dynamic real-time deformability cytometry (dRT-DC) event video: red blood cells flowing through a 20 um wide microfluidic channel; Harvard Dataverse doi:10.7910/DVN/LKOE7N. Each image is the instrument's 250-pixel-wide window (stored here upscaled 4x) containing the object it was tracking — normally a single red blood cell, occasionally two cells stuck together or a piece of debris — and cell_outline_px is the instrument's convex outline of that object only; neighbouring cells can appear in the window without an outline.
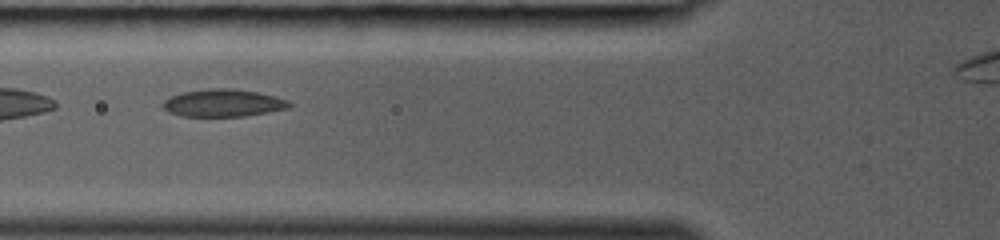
{"species": "common noctule bat (a hibernating species)", "species_latin": "Nyctalus noctula", "temperature_condition": "room temperature", "stored_images_in_passage": 24, "camera_frame_rate_fps": 3000, "um_per_image_px": 0.085, "animal": {"sex": "female", "body_mass_g": 19.0, "forearm_length_mm": 53.3}, "frame": {"image": 1, "passage_image": 3, "time_ms": 0.667, "image_size_px": [1000, 240], "cell_outline_px": [[292, 108], [244, 116], [180, 116], [168, 112], [164, 108], [164, 100], [172, 96], [184, 92], [208, 88], [232, 88], [256, 92], [276, 96], [288, 100], [292, 104]], "centroid_in_image_um": [19.02, 8.75], "position_along_channel_um": 106.8, "area_um2": 20.23}}
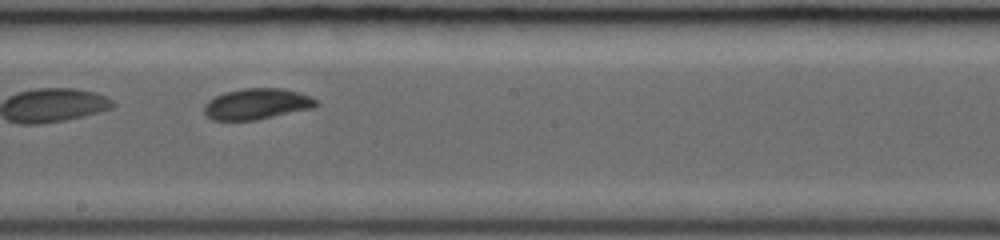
{"frame": {"image": 2, "passage_image": 10, "time_ms": 3.0, "image_size_px": [1000, 240], "cell_outline_px": [[320, 104], [312, 108], [256, 120], [212, 120], [204, 112], [204, 104], [208, 100], [224, 92], [244, 88], [284, 88], [300, 92], [316, 100]], "centroid_in_image_um": [21.82, 8.83], "position_along_channel_um": 226.4, "area_um2": 20.17}}
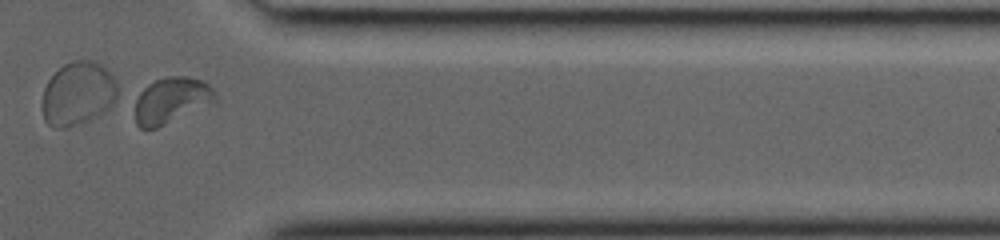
{"frame": {"image": 3, "passage_image": 20, "time_ms": 6.333, "image_size_px": [1000, 240], "cell_outline_px": [[216, 104], [156, 128], [140, 128], [136, 124], [132, 100], [148, 84], [156, 80], [168, 76], [188, 76], [204, 80], [216, 92]], "centroid_in_image_um": [14.58, 8.54], "position_along_channel_um": 396.8, "area_um2": 22.37}}